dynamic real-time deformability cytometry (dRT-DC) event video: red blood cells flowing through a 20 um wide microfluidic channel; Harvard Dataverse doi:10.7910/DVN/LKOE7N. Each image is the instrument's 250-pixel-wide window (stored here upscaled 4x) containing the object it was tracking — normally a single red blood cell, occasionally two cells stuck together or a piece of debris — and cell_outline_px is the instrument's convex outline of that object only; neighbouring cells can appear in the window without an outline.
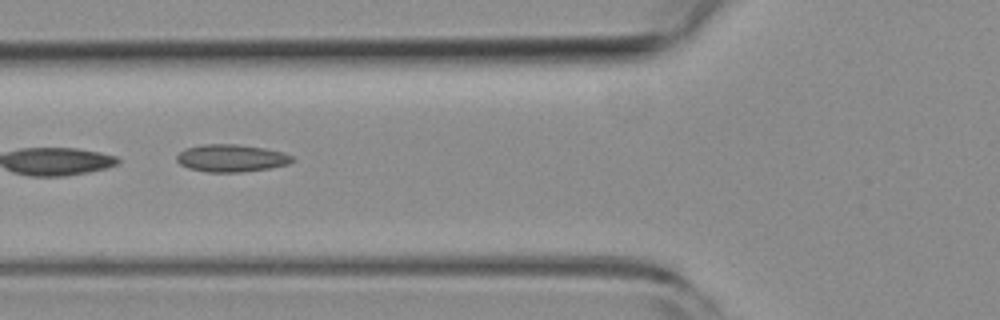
{"species": "common noctule bat (a hibernating species)", "species_latin": "Nyctalus noctula", "temperature_condition": "room temperature", "stored_images_in_passage": 22, "camera_frame_rate_fps": 3000, "um_per_image_px": 0.085, "animal": {"sex": "female", "body_mass_g": 19.3, "forearm_length_mm": 54.1}, "frame": {"image": 1, "passage_image": 4, "time_ms": 1.0, "image_size_px": [1000, 320], "cell_outline_px": [[296, 160], [288, 164], [272, 168], [240, 172], [208, 172], [188, 168], [180, 164], [176, 160], [176, 156], [184, 148], [200, 144], [236, 144], [264, 148], [284, 152], [292, 156]], "centroid_in_image_um": [19.67, 13.44], "position_along_channel_um": 106.1, "area_um2": 18.67}}
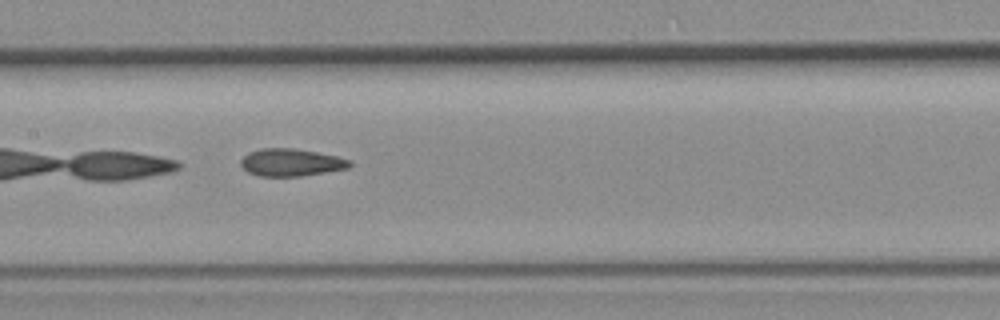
{"frame": {"image": 2, "passage_image": 10, "time_ms": 3.0, "image_size_px": [1000, 320], "cell_outline_px": [[352, 164], [348, 168], [300, 176], [260, 176], [248, 172], [240, 164], [240, 160], [248, 152], [260, 148], [292, 148], [316, 152], [336, 156], [352, 160]], "centroid_in_image_um": [24.72, 13.8], "position_along_channel_um": 182.7, "area_um2": 17.34}}
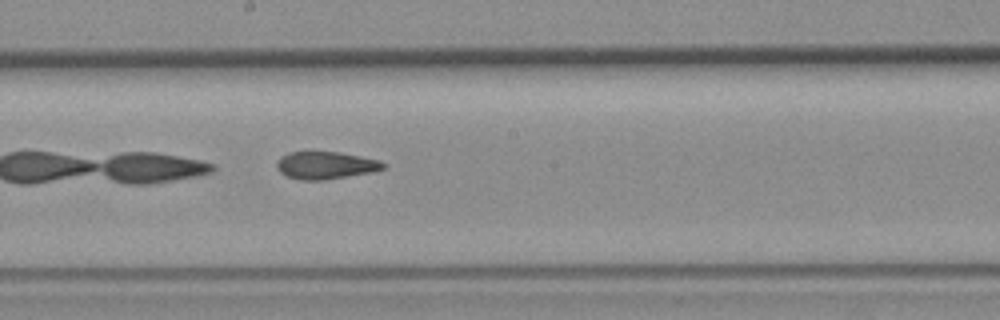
{"frame": {"image": 3, "passage_image": 13, "time_ms": 4.0, "image_size_px": [1000, 320], "cell_outline_px": [[384, 168], [372, 172], [324, 180], [300, 180], [288, 176], [280, 172], [276, 168], [276, 164], [280, 156], [288, 152], [340, 152], [360, 156], [376, 160], [384, 164]], "centroid_in_image_um": [27.62, 14.05], "position_along_channel_um": 220.6, "area_um2": 16.88}}